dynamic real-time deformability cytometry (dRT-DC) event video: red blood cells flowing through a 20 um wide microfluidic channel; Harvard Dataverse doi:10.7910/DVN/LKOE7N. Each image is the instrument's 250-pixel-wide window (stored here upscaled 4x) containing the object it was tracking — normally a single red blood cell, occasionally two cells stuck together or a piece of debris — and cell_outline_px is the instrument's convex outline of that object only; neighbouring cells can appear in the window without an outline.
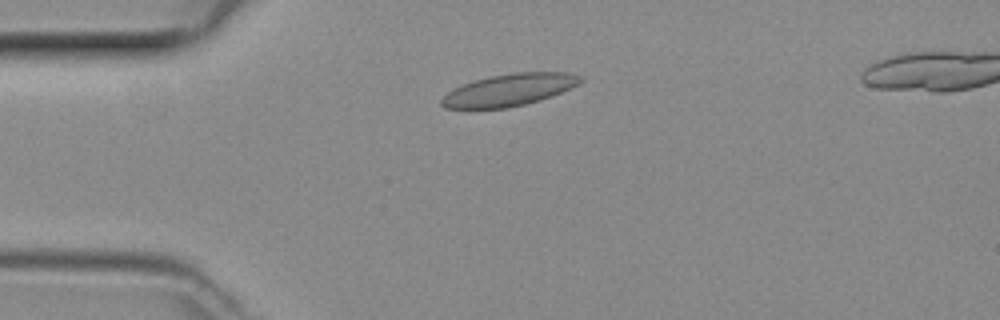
{"species": "common noctule bat (a hibernating species)", "species_latin": "Nyctalus noctula", "temperature_condition": "room temperature", "stored_images_in_passage": 32, "camera_frame_rate_fps": 3000, "um_per_image_px": 0.085, "animal": {"sex": "female", "body_mass_g": 29.2, "forearm_length_mm": 56.3}, "frame": {"image": 1, "passage_image": 1, "time_ms": 0.0, "image_size_px": [1000, 320], "cell_outline_px": [[584, 80], [580, 84], [552, 96], [524, 104], [508, 108], [444, 108], [440, 104], [440, 100], [452, 88], [488, 76], [512, 72], [568, 72], [584, 76]], "centroid_in_image_um": [43.32, 7.63], "position_along_channel_um": 41.7, "area_um2": 26.07}}
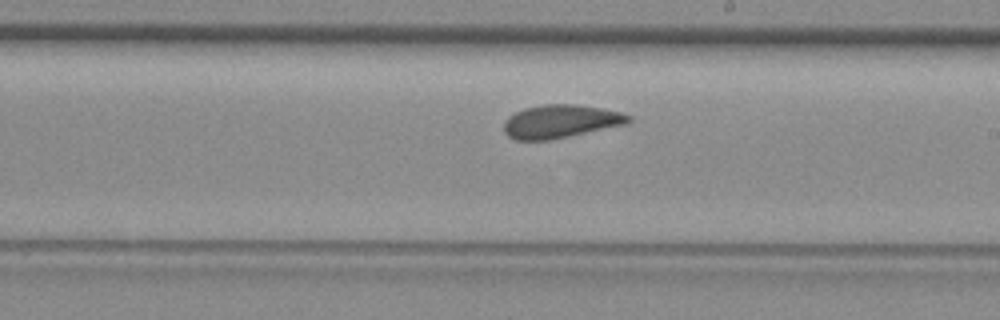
{"frame": {"image": 2, "passage_image": 17, "time_ms": 5.333, "image_size_px": [1000, 320], "cell_outline_px": [[632, 120], [624, 124], [548, 140], [516, 140], [508, 136], [504, 132], [504, 120], [508, 116], [524, 108], [544, 104], [576, 104], [600, 108], [620, 112], [632, 116]], "centroid_in_image_um": [47.6, 10.31], "position_along_channel_um": 241.4, "area_um2": 23.87}}
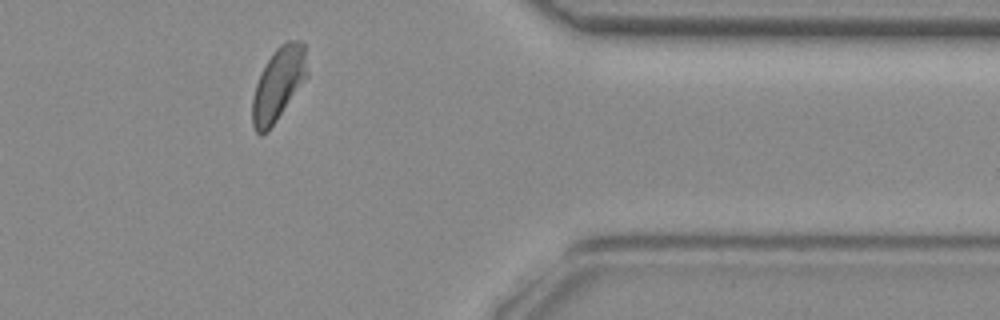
{"frame": {"image": 3, "passage_image": 29, "time_ms": 9.333, "image_size_px": [1000, 320], "cell_outline_px": [[308, 76], [268, 132], [260, 136], [256, 132], [252, 124], [252, 100], [256, 84], [260, 72], [276, 48], [280, 44], [288, 40], [300, 40], [304, 44], [308, 72]], "centroid_in_image_um": [23.66, 7.15], "position_along_channel_um": 387.7, "area_um2": 23.41}}